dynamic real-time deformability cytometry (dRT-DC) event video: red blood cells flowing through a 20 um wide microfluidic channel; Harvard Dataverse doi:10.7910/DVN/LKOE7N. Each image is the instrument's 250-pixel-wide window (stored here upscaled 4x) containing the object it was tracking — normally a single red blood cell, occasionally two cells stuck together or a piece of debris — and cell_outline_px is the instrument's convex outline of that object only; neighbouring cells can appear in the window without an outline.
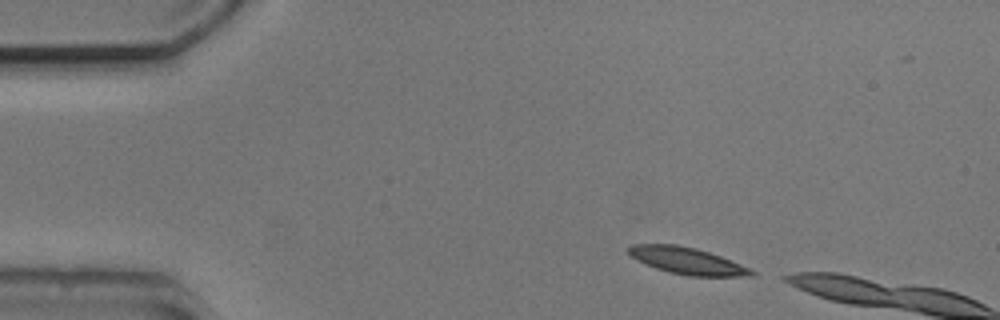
{"species": "common noctule bat (a hibernating species)", "species_latin": "Nyctalus noctula", "temperature_condition": "cold", "stored_images_in_passage": 2, "camera_frame_rate_fps": 3000, "um_per_image_px": 0.085, "animal": {"sex": "male", "body_mass_g": 20.5, "forearm_length_mm": 52.5}, "frame": {"image": 1, "passage_image": 1, "time_ms": 0.0, "image_size_px": [1000, 320], "cell_outline_px": [[756, 276], [688, 276], [668, 272], [656, 268], [636, 260], [628, 256], [628, 248], [632, 244], [676, 244], [696, 248], [720, 256], [752, 268], [756, 272]], "centroid_in_image_um": [58.41, 22.17], "position_along_channel_um": 26.6, "area_um2": 19.36}}